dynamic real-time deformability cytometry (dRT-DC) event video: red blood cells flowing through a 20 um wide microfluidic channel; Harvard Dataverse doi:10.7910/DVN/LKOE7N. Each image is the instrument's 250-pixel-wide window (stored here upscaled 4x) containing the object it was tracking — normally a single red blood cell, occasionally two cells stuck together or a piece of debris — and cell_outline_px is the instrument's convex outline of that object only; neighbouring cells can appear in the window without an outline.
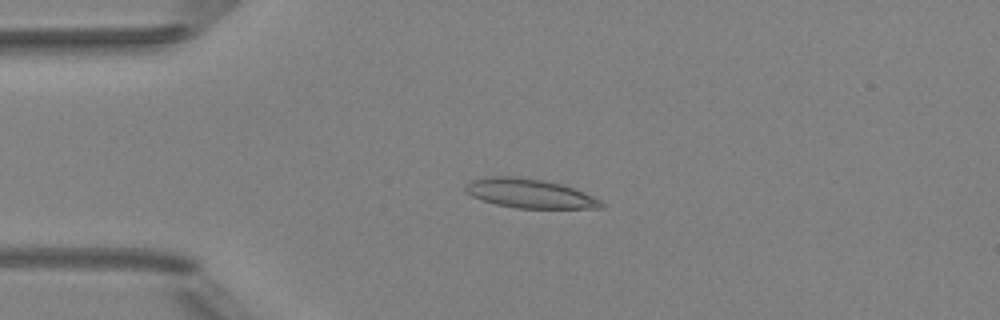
{"species": "Egyptian fruit bat (a non-hibernating species)", "species_latin": "Rousettus aegyptiacus", "temperature_condition": "room temperature", "stored_images_in_passage": 5, "camera_frame_rate_fps": 3000, "um_per_image_px": 0.085, "animal": {"sex": "female"}, "frame": {"image": 1, "passage_image": 4, "time_ms": 3.333, "image_size_px": [1000, 320], "cell_outline_px": [[604, 208], [516, 208], [496, 204], [472, 196], [464, 192], [464, 184], [472, 180], [492, 176], [516, 176], [544, 180], [560, 184], [584, 192], [600, 200], [604, 204]], "centroid_in_image_um": [44.99, 16.44], "position_along_channel_um": 40.0, "area_um2": 23.0}}